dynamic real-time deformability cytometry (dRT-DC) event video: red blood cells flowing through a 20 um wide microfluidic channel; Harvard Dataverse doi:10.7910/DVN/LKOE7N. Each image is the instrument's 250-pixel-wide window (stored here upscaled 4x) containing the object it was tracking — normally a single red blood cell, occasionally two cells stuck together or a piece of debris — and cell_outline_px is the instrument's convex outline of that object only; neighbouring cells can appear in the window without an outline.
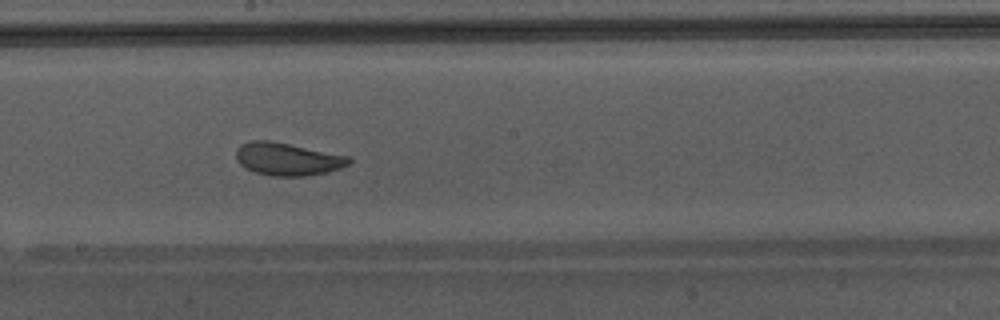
{"species": "Egyptian fruit bat (a non-hibernating species)", "species_latin": "Rousettus aegyptiacus", "temperature_condition": "warm", "stored_images_in_passage": 50, "camera_frame_rate_fps": 3000, "um_per_image_px": 0.085, "animal": {"sex": "male"}, "frame": {"image": 1, "passage_image": 29, "time_ms": 9.333, "image_size_px": [1000, 320], "cell_outline_px": [[352, 160], [348, 164], [340, 168], [328, 172], [304, 176], [272, 176], [256, 172], [244, 168], [240, 164], [236, 156], [236, 148], [240, 144], [248, 140], [268, 140], [348, 156]], "centroid_in_image_um": [24.39, 13.52], "position_along_channel_um": 223.8, "area_um2": 21.39}, "authors_computed_cell_mechanics": {"area_um2": 24.1893, "velocity_mm_per_s": 4.3426, "shape_relaxation_time_tau1_ms": 3.1878, "shape_relaxation_time_tau2_ms": 0.9411, "deformation_change_tau1": 0.1066, "deformation_change_tau2": 0.0717}}